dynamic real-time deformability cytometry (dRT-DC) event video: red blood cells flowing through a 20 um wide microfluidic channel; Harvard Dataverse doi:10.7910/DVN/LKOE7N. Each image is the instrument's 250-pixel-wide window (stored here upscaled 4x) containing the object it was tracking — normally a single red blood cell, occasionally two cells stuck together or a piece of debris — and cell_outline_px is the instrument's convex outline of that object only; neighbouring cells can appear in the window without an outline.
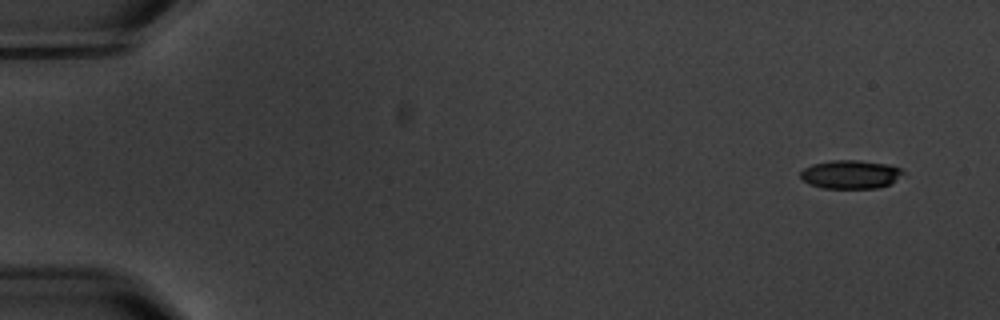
{"species": "common noctule bat (a hibernating species)", "species_latin": "Nyctalus noctula", "temperature_condition": "warm", "stored_images_in_passage": 6, "camera_frame_rate_fps": 3000, "um_per_image_px": 0.085, "animal": {"sex": "male", "body_mass_g": 20.1, "forearm_length_mm": 53.5}, "frame": {"image": 1, "passage_image": 1, "time_ms": 0.0, "image_size_px": [1000, 320], "cell_outline_px": [[908, 172], [892, 184], [876, 188], [824, 188], [808, 184], [800, 176], [800, 172], [804, 168], [812, 164], [832, 160], [860, 160], [892, 164]], "centroid_in_image_um": [72.37, 14.81], "position_along_channel_um": 12.6, "area_um2": 17.46}}
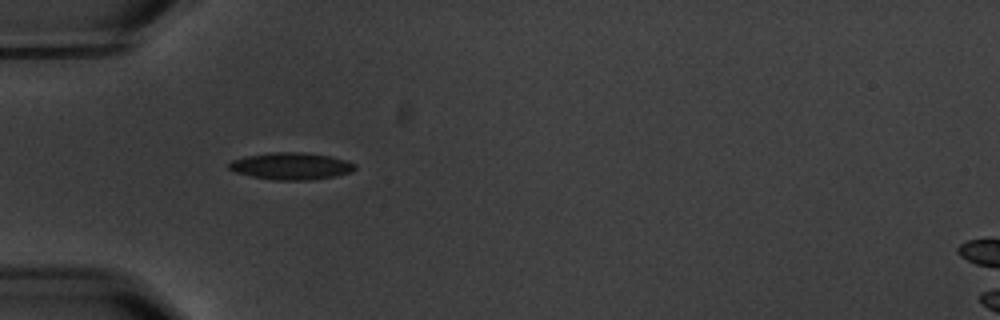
{"frame": {"image": 2, "passage_image": 4, "time_ms": 5.0, "image_size_px": [1000, 320], "cell_outline_px": [[356, 168], [352, 172], [336, 176], [308, 180], [276, 180], [252, 176], [236, 172], [228, 168], [228, 164], [232, 160], [244, 156], [268, 152], [300, 152], [328, 156], [344, 160], [356, 164]], "centroid_in_image_um": [24.73, 14.11], "position_along_channel_um": 60.3, "area_um2": 19.77}}
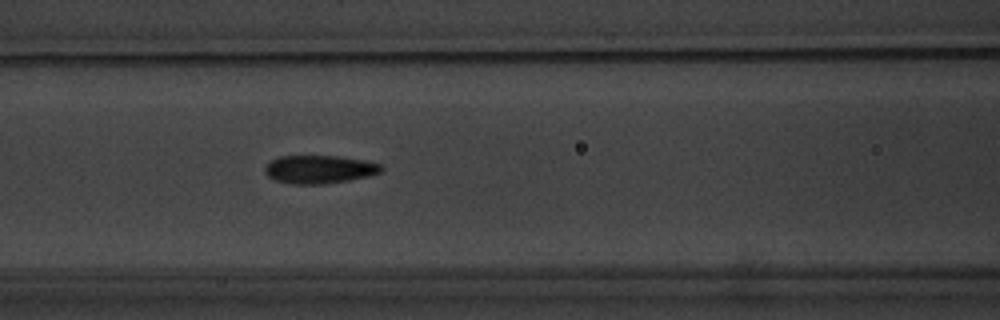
{"frame": {"image": 3, "passage_image": 6, "time_ms": 7.333, "image_size_px": [1000, 320], "cell_outline_px": [[384, 168], [380, 172], [368, 176], [348, 180], [324, 184], [292, 184], [276, 180], [268, 176], [264, 172], [264, 168], [272, 160], [280, 156], [336, 156], [364, 160], [380, 164]], "centroid_in_image_um": [27.14, 14.39], "position_along_channel_um": 139.5, "area_um2": 18.96}}